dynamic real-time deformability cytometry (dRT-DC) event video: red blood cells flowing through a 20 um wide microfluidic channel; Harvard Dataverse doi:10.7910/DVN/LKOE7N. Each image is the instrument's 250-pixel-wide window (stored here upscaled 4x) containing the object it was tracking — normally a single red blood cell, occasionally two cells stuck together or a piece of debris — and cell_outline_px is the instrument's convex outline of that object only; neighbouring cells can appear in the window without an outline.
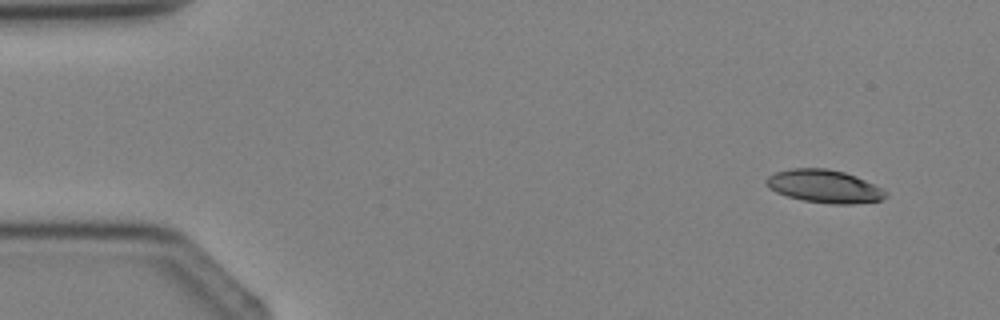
{"species": "Egyptian fruit bat (a non-hibernating species)", "species_latin": "Rousettus aegyptiacus", "temperature_condition": "cold", "stored_images_in_passage": 3, "camera_frame_rate_fps": 3000, "um_per_image_px": 0.085, "animal": {"sex": "female"}, "frame": {"image": 1, "passage_image": 1, "time_ms": 0.0, "image_size_px": [1000, 320], "cell_outline_px": [[888, 196], [884, 200], [852, 204], [832, 204], [804, 200], [788, 196], [776, 192], [768, 188], [764, 180], [768, 176], [776, 172], [792, 168], [824, 168], [844, 172], [856, 176], [888, 192]], "centroid_in_image_um": [70.07, 15.84], "position_along_channel_um": 14.9, "area_um2": 22.89}}